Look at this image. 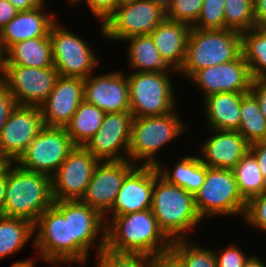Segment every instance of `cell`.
Instances as JSON below:
<instances>
[{
	"label": "cell",
	"mask_w": 266,
	"mask_h": 267,
	"mask_svg": "<svg viewBox=\"0 0 266 267\" xmlns=\"http://www.w3.org/2000/svg\"><path fill=\"white\" fill-rule=\"evenodd\" d=\"M105 113L85 100L65 126V130L75 146H84L101 128Z\"/></svg>",
	"instance_id": "obj_27"
},
{
	"label": "cell",
	"mask_w": 266,
	"mask_h": 267,
	"mask_svg": "<svg viewBox=\"0 0 266 267\" xmlns=\"http://www.w3.org/2000/svg\"><path fill=\"white\" fill-rule=\"evenodd\" d=\"M242 54L253 79L266 77V25L241 33Z\"/></svg>",
	"instance_id": "obj_31"
},
{
	"label": "cell",
	"mask_w": 266,
	"mask_h": 267,
	"mask_svg": "<svg viewBox=\"0 0 266 267\" xmlns=\"http://www.w3.org/2000/svg\"><path fill=\"white\" fill-rule=\"evenodd\" d=\"M58 77L54 66L33 68L4 65V84L17 105L41 106L53 90Z\"/></svg>",
	"instance_id": "obj_13"
},
{
	"label": "cell",
	"mask_w": 266,
	"mask_h": 267,
	"mask_svg": "<svg viewBox=\"0 0 266 267\" xmlns=\"http://www.w3.org/2000/svg\"><path fill=\"white\" fill-rule=\"evenodd\" d=\"M194 203L201 219L214 215L244 216L247 202L239 193L233 170L206 165L205 181L194 193Z\"/></svg>",
	"instance_id": "obj_7"
},
{
	"label": "cell",
	"mask_w": 266,
	"mask_h": 267,
	"mask_svg": "<svg viewBox=\"0 0 266 267\" xmlns=\"http://www.w3.org/2000/svg\"><path fill=\"white\" fill-rule=\"evenodd\" d=\"M129 41L130 65L137 72H162L170 69L155 46L151 35H137L127 38Z\"/></svg>",
	"instance_id": "obj_29"
},
{
	"label": "cell",
	"mask_w": 266,
	"mask_h": 267,
	"mask_svg": "<svg viewBox=\"0 0 266 267\" xmlns=\"http://www.w3.org/2000/svg\"><path fill=\"white\" fill-rule=\"evenodd\" d=\"M17 106L14 97L11 95L7 86L0 85V134L10 113Z\"/></svg>",
	"instance_id": "obj_42"
},
{
	"label": "cell",
	"mask_w": 266,
	"mask_h": 267,
	"mask_svg": "<svg viewBox=\"0 0 266 267\" xmlns=\"http://www.w3.org/2000/svg\"><path fill=\"white\" fill-rule=\"evenodd\" d=\"M74 147L65 128L43 126L16 164L51 177Z\"/></svg>",
	"instance_id": "obj_11"
},
{
	"label": "cell",
	"mask_w": 266,
	"mask_h": 267,
	"mask_svg": "<svg viewBox=\"0 0 266 267\" xmlns=\"http://www.w3.org/2000/svg\"><path fill=\"white\" fill-rule=\"evenodd\" d=\"M75 0L73 3L79 2ZM92 13L103 21L102 25L115 13L119 6L118 0H86Z\"/></svg>",
	"instance_id": "obj_41"
},
{
	"label": "cell",
	"mask_w": 266,
	"mask_h": 267,
	"mask_svg": "<svg viewBox=\"0 0 266 267\" xmlns=\"http://www.w3.org/2000/svg\"><path fill=\"white\" fill-rule=\"evenodd\" d=\"M225 29L240 33L256 26L254 3L250 0H224Z\"/></svg>",
	"instance_id": "obj_35"
},
{
	"label": "cell",
	"mask_w": 266,
	"mask_h": 267,
	"mask_svg": "<svg viewBox=\"0 0 266 267\" xmlns=\"http://www.w3.org/2000/svg\"><path fill=\"white\" fill-rule=\"evenodd\" d=\"M250 92L256 97L261 113L266 118V77L252 79Z\"/></svg>",
	"instance_id": "obj_43"
},
{
	"label": "cell",
	"mask_w": 266,
	"mask_h": 267,
	"mask_svg": "<svg viewBox=\"0 0 266 267\" xmlns=\"http://www.w3.org/2000/svg\"><path fill=\"white\" fill-rule=\"evenodd\" d=\"M83 92L84 79L59 76L47 100L39 106L43 125L65 128L84 100Z\"/></svg>",
	"instance_id": "obj_18"
},
{
	"label": "cell",
	"mask_w": 266,
	"mask_h": 267,
	"mask_svg": "<svg viewBox=\"0 0 266 267\" xmlns=\"http://www.w3.org/2000/svg\"><path fill=\"white\" fill-rule=\"evenodd\" d=\"M34 235V224L0 215V259L19 251Z\"/></svg>",
	"instance_id": "obj_30"
},
{
	"label": "cell",
	"mask_w": 266,
	"mask_h": 267,
	"mask_svg": "<svg viewBox=\"0 0 266 267\" xmlns=\"http://www.w3.org/2000/svg\"><path fill=\"white\" fill-rule=\"evenodd\" d=\"M242 54L241 33L231 29L191 27L184 63L179 71L191 78L197 71L237 59Z\"/></svg>",
	"instance_id": "obj_4"
},
{
	"label": "cell",
	"mask_w": 266,
	"mask_h": 267,
	"mask_svg": "<svg viewBox=\"0 0 266 267\" xmlns=\"http://www.w3.org/2000/svg\"><path fill=\"white\" fill-rule=\"evenodd\" d=\"M243 267H266V265L258 257H249Z\"/></svg>",
	"instance_id": "obj_50"
},
{
	"label": "cell",
	"mask_w": 266,
	"mask_h": 267,
	"mask_svg": "<svg viewBox=\"0 0 266 267\" xmlns=\"http://www.w3.org/2000/svg\"><path fill=\"white\" fill-rule=\"evenodd\" d=\"M240 116L238 132L249 144L266 140V118L261 113L257 99L251 92L241 98Z\"/></svg>",
	"instance_id": "obj_32"
},
{
	"label": "cell",
	"mask_w": 266,
	"mask_h": 267,
	"mask_svg": "<svg viewBox=\"0 0 266 267\" xmlns=\"http://www.w3.org/2000/svg\"><path fill=\"white\" fill-rule=\"evenodd\" d=\"M18 11H29L44 6L45 0H8Z\"/></svg>",
	"instance_id": "obj_46"
},
{
	"label": "cell",
	"mask_w": 266,
	"mask_h": 267,
	"mask_svg": "<svg viewBox=\"0 0 266 267\" xmlns=\"http://www.w3.org/2000/svg\"><path fill=\"white\" fill-rule=\"evenodd\" d=\"M168 71L134 72L127 76L133 117L160 116L172 112L175 98Z\"/></svg>",
	"instance_id": "obj_8"
},
{
	"label": "cell",
	"mask_w": 266,
	"mask_h": 267,
	"mask_svg": "<svg viewBox=\"0 0 266 267\" xmlns=\"http://www.w3.org/2000/svg\"><path fill=\"white\" fill-rule=\"evenodd\" d=\"M188 239L172 241L169 257L178 267H217L215 251L204 249L193 243L190 246Z\"/></svg>",
	"instance_id": "obj_34"
},
{
	"label": "cell",
	"mask_w": 266,
	"mask_h": 267,
	"mask_svg": "<svg viewBox=\"0 0 266 267\" xmlns=\"http://www.w3.org/2000/svg\"><path fill=\"white\" fill-rule=\"evenodd\" d=\"M151 210L160 229L171 241L187 239L184 232L202 220L195 207L194 194L167 182L155 166Z\"/></svg>",
	"instance_id": "obj_3"
},
{
	"label": "cell",
	"mask_w": 266,
	"mask_h": 267,
	"mask_svg": "<svg viewBox=\"0 0 266 267\" xmlns=\"http://www.w3.org/2000/svg\"><path fill=\"white\" fill-rule=\"evenodd\" d=\"M11 163L6 169V196L0 215L25 219L35 224L54 203L51 177Z\"/></svg>",
	"instance_id": "obj_2"
},
{
	"label": "cell",
	"mask_w": 266,
	"mask_h": 267,
	"mask_svg": "<svg viewBox=\"0 0 266 267\" xmlns=\"http://www.w3.org/2000/svg\"><path fill=\"white\" fill-rule=\"evenodd\" d=\"M217 267H243L248 259L245 253L237 247H228L221 253L215 252Z\"/></svg>",
	"instance_id": "obj_40"
},
{
	"label": "cell",
	"mask_w": 266,
	"mask_h": 267,
	"mask_svg": "<svg viewBox=\"0 0 266 267\" xmlns=\"http://www.w3.org/2000/svg\"><path fill=\"white\" fill-rule=\"evenodd\" d=\"M17 13L18 10L8 0H0V31Z\"/></svg>",
	"instance_id": "obj_45"
},
{
	"label": "cell",
	"mask_w": 266,
	"mask_h": 267,
	"mask_svg": "<svg viewBox=\"0 0 266 267\" xmlns=\"http://www.w3.org/2000/svg\"><path fill=\"white\" fill-rule=\"evenodd\" d=\"M203 0H174L166 12V18L193 25L202 10Z\"/></svg>",
	"instance_id": "obj_38"
},
{
	"label": "cell",
	"mask_w": 266,
	"mask_h": 267,
	"mask_svg": "<svg viewBox=\"0 0 266 267\" xmlns=\"http://www.w3.org/2000/svg\"><path fill=\"white\" fill-rule=\"evenodd\" d=\"M43 126L39 107L17 105L2 128L0 152L16 163Z\"/></svg>",
	"instance_id": "obj_15"
},
{
	"label": "cell",
	"mask_w": 266,
	"mask_h": 267,
	"mask_svg": "<svg viewBox=\"0 0 266 267\" xmlns=\"http://www.w3.org/2000/svg\"><path fill=\"white\" fill-rule=\"evenodd\" d=\"M147 267H178L174 261L168 256L164 258L151 259Z\"/></svg>",
	"instance_id": "obj_48"
},
{
	"label": "cell",
	"mask_w": 266,
	"mask_h": 267,
	"mask_svg": "<svg viewBox=\"0 0 266 267\" xmlns=\"http://www.w3.org/2000/svg\"><path fill=\"white\" fill-rule=\"evenodd\" d=\"M55 22L49 33L54 67L59 76L88 78L98 61L91 47L81 37Z\"/></svg>",
	"instance_id": "obj_10"
},
{
	"label": "cell",
	"mask_w": 266,
	"mask_h": 267,
	"mask_svg": "<svg viewBox=\"0 0 266 267\" xmlns=\"http://www.w3.org/2000/svg\"><path fill=\"white\" fill-rule=\"evenodd\" d=\"M12 162L0 152V175H2Z\"/></svg>",
	"instance_id": "obj_51"
},
{
	"label": "cell",
	"mask_w": 266,
	"mask_h": 267,
	"mask_svg": "<svg viewBox=\"0 0 266 267\" xmlns=\"http://www.w3.org/2000/svg\"><path fill=\"white\" fill-rule=\"evenodd\" d=\"M175 111L160 116L133 117L128 158L145 160V166L161 164L154 155L186 128Z\"/></svg>",
	"instance_id": "obj_6"
},
{
	"label": "cell",
	"mask_w": 266,
	"mask_h": 267,
	"mask_svg": "<svg viewBox=\"0 0 266 267\" xmlns=\"http://www.w3.org/2000/svg\"><path fill=\"white\" fill-rule=\"evenodd\" d=\"M159 175L167 182L177 185L187 192L194 194L198 191L206 175V165L200 160V157L186 156L182 158L170 172L168 169L162 170V166H156Z\"/></svg>",
	"instance_id": "obj_28"
},
{
	"label": "cell",
	"mask_w": 266,
	"mask_h": 267,
	"mask_svg": "<svg viewBox=\"0 0 266 267\" xmlns=\"http://www.w3.org/2000/svg\"><path fill=\"white\" fill-rule=\"evenodd\" d=\"M246 93L221 92L205 98V115L214 130L238 131L240 103Z\"/></svg>",
	"instance_id": "obj_25"
},
{
	"label": "cell",
	"mask_w": 266,
	"mask_h": 267,
	"mask_svg": "<svg viewBox=\"0 0 266 267\" xmlns=\"http://www.w3.org/2000/svg\"><path fill=\"white\" fill-rule=\"evenodd\" d=\"M84 100L104 113L130 112L129 86L123 73L110 72L84 79Z\"/></svg>",
	"instance_id": "obj_19"
},
{
	"label": "cell",
	"mask_w": 266,
	"mask_h": 267,
	"mask_svg": "<svg viewBox=\"0 0 266 267\" xmlns=\"http://www.w3.org/2000/svg\"><path fill=\"white\" fill-rule=\"evenodd\" d=\"M11 267H35V265L33 263V259H29L28 261H17L16 263L12 264Z\"/></svg>",
	"instance_id": "obj_53"
},
{
	"label": "cell",
	"mask_w": 266,
	"mask_h": 267,
	"mask_svg": "<svg viewBox=\"0 0 266 267\" xmlns=\"http://www.w3.org/2000/svg\"><path fill=\"white\" fill-rule=\"evenodd\" d=\"M249 152L256 158L262 176L266 180V140L250 144Z\"/></svg>",
	"instance_id": "obj_44"
},
{
	"label": "cell",
	"mask_w": 266,
	"mask_h": 267,
	"mask_svg": "<svg viewBox=\"0 0 266 267\" xmlns=\"http://www.w3.org/2000/svg\"><path fill=\"white\" fill-rule=\"evenodd\" d=\"M166 19V11L150 0H136L119 5L102 25V35L111 40H126L137 35H151Z\"/></svg>",
	"instance_id": "obj_9"
},
{
	"label": "cell",
	"mask_w": 266,
	"mask_h": 267,
	"mask_svg": "<svg viewBox=\"0 0 266 267\" xmlns=\"http://www.w3.org/2000/svg\"><path fill=\"white\" fill-rule=\"evenodd\" d=\"M254 20L256 26L266 25V0L254 2Z\"/></svg>",
	"instance_id": "obj_47"
},
{
	"label": "cell",
	"mask_w": 266,
	"mask_h": 267,
	"mask_svg": "<svg viewBox=\"0 0 266 267\" xmlns=\"http://www.w3.org/2000/svg\"><path fill=\"white\" fill-rule=\"evenodd\" d=\"M252 79L243 54L235 60L201 69L191 77L205 92V98L221 92L248 93Z\"/></svg>",
	"instance_id": "obj_17"
},
{
	"label": "cell",
	"mask_w": 266,
	"mask_h": 267,
	"mask_svg": "<svg viewBox=\"0 0 266 267\" xmlns=\"http://www.w3.org/2000/svg\"><path fill=\"white\" fill-rule=\"evenodd\" d=\"M105 221V218L97 210L81 200L69 201L70 240H74L75 262L86 263L90 253L88 251L90 246L94 244L96 237L100 233L106 235Z\"/></svg>",
	"instance_id": "obj_21"
},
{
	"label": "cell",
	"mask_w": 266,
	"mask_h": 267,
	"mask_svg": "<svg viewBox=\"0 0 266 267\" xmlns=\"http://www.w3.org/2000/svg\"><path fill=\"white\" fill-rule=\"evenodd\" d=\"M233 172L239 193L246 202L266 191V180L256 158L249 151L236 164Z\"/></svg>",
	"instance_id": "obj_33"
},
{
	"label": "cell",
	"mask_w": 266,
	"mask_h": 267,
	"mask_svg": "<svg viewBox=\"0 0 266 267\" xmlns=\"http://www.w3.org/2000/svg\"><path fill=\"white\" fill-rule=\"evenodd\" d=\"M4 83V54L0 50V85Z\"/></svg>",
	"instance_id": "obj_54"
},
{
	"label": "cell",
	"mask_w": 266,
	"mask_h": 267,
	"mask_svg": "<svg viewBox=\"0 0 266 267\" xmlns=\"http://www.w3.org/2000/svg\"><path fill=\"white\" fill-rule=\"evenodd\" d=\"M192 27L203 30L225 29L224 0H203L201 13Z\"/></svg>",
	"instance_id": "obj_37"
},
{
	"label": "cell",
	"mask_w": 266,
	"mask_h": 267,
	"mask_svg": "<svg viewBox=\"0 0 266 267\" xmlns=\"http://www.w3.org/2000/svg\"><path fill=\"white\" fill-rule=\"evenodd\" d=\"M202 145L200 160L210 168L233 170L249 151L250 144L238 131L214 130Z\"/></svg>",
	"instance_id": "obj_22"
},
{
	"label": "cell",
	"mask_w": 266,
	"mask_h": 267,
	"mask_svg": "<svg viewBox=\"0 0 266 267\" xmlns=\"http://www.w3.org/2000/svg\"><path fill=\"white\" fill-rule=\"evenodd\" d=\"M152 3L155 5L160 6L164 11H168V9L171 7L173 4L174 0H150Z\"/></svg>",
	"instance_id": "obj_52"
},
{
	"label": "cell",
	"mask_w": 266,
	"mask_h": 267,
	"mask_svg": "<svg viewBox=\"0 0 266 267\" xmlns=\"http://www.w3.org/2000/svg\"><path fill=\"white\" fill-rule=\"evenodd\" d=\"M99 162L84 146H75L51 176L53 200H81Z\"/></svg>",
	"instance_id": "obj_12"
},
{
	"label": "cell",
	"mask_w": 266,
	"mask_h": 267,
	"mask_svg": "<svg viewBox=\"0 0 266 267\" xmlns=\"http://www.w3.org/2000/svg\"><path fill=\"white\" fill-rule=\"evenodd\" d=\"M191 25L166 18L151 34L156 48L172 70H180L187 48Z\"/></svg>",
	"instance_id": "obj_24"
},
{
	"label": "cell",
	"mask_w": 266,
	"mask_h": 267,
	"mask_svg": "<svg viewBox=\"0 0 266 267\" xmlns=\"http://www.w3.org/2000/svg\"><path fill=\"white\" fill-rule=\"evenodd\" d=\"M136 166L125 176L111 215H126L151 209L154 187V166Z\"/></svg>",
	"instance_id": "obj_20"
},
{
	"label": "cell",
	"mask_w": 266,
	"mask_h": 267,
	"mask_svg": "<svg viewBox=\"0 0 266 267\" xmlns=\"http://www.w3.org/2000/svg\"><path fill=\"white\" fill-rule=\"evenodd\" d=\"M6 196V171L0 175V214L4 209Z\"/></svg>",
	"instance_id": "obj_49"
},
{
	"label": "cell",
	"mask_w": 266,
	"mask_h": 267,
	"mask_svg": "<svg viewBox=\"0 0 266 267\" xmlns=\"http://www.w3.org/2000/svg\"><path fill=\"white\" fill-rule=\"evenodd\" d=\"M136 0H118L119 5L125 4V3H129V2H134Z\"/></svg>",
	"instance_id": "obj_55"
},
{
	"label": "cell",
	"mask_w": 266,
	"mask_h": 267,
	"mask_svg": "<svg viewBox=\"0 0 266 267\" xmlns=\"http://www.w3.org/2000/svg\"><path fill=\"white\" fill-rule=\"evenodd\" d=\"M3 54L4 65H20L33 68L54 66L49 35L17 42Z\"/></svg>",
	"instance_id": "obj_26"
},
{
	"label": "cell",
	"mask_w": 266,
	"mask_h": 267,
	"mask_svg": "<svg viewBox=\"0 0 266 267\" xmlns=\"http://www.w3.org/2000/svg\"><path fill=\"white\" fill-rule=\"evenodd\" d=\"M101 241L97 249V264L96 267H147L151 261L148 255L145 254H119L113 253L106 247V235L101 236Z\"/></svg>",
	"instance_id": "obj_36"
},
{
	"label": "cell",
	"mask_w": 266,
	"mask_h": 267,
	"mask_svg": "<svg viewBox=\"0 0 266 267\" xmlns=\"http://www.w3.org/2000/svg\"><path fill=\"white\" fill-rule=\"evenodd\" d=\"M42 7L29 11H18L16 16L0 31V50L4 53L17 42L47 37L56 22L55 14H44Z\"/></svg>",
	"instance_id": "obj_23"
},
{
	"label": "cell",
	"mask_w": 266,
	"mask_h": 267,
	"mask_svg": "<svg viewBox=\"0 0 266 267\" xmlns=\"http://www.w3.org/2000/svg\"><path fill=\"white\" fill-rule=\"evenodd\" d=\"M135 166L128 160L100 161L81 201L106 218L105 214L112 209L125 176Z\"/></svg>",
	"instance_id": "obj_16"
},
{
	"label": "cell",
	"mask_w": 266,
	"mask_h": 267,
	"mask_svg": "<svg viewBox=\"0 0 266 267\" xmlns=\"http://www.w3.org/2000/svg\"><path fill=\"white\" fill-rule=\"evenodd\" d=\"M244 219L266 232V191L247 202Z\"/></svg>",
	"instance_id": "obj_39"
},
{
	"label": "cell",
	"mask_w": 266,
	"mask_h": 267,
	"mask_svg": "<svg viewBox=\"0 0 266 267\" xmlns=\"http://www.w3.org/2000/svg\"><path fill=\"white\" fill-rule=\"evenodd\" d=\"M37 232V233H35ZM34 246L50 264L74 262V240H70L69 201H54L34 224Z\"/></svg>",
	"instance_id": "obj_5"
},
{
	"label": "cell",
	"mask_w": 266,
	"mask_h": 267,
	"mask_svg": "<svg viewBox=\"0 0 266 267\" xmlns=\"http://www.w3.org/2000/svg\"><path fill=\"white\" fill-rule=\"evenodd\" d=\"M132 120L131 112L105 113L101 128L84 147L99 161L128 160L120 151L123 148L129 155Z\"/></svg>",
	"instance_id": "obj_14"
},
{
	"label": "cell",
	"mask_w": 266,
	"mask_h": 267,
	"mask_svg": "<svg viewBox=\"0 0 266 267\" xmlns=\"http://www.w3.org/2000/svg\"><path fill=\"white\" fill-rule=\"evenodd\" d=\"M108 222L105 249L119 254H145L152 259L169 256L172 241L160 229L151 209L113 216Z\"/></svg>",
	"instance_id": "obj_1"
}]
</instances>
